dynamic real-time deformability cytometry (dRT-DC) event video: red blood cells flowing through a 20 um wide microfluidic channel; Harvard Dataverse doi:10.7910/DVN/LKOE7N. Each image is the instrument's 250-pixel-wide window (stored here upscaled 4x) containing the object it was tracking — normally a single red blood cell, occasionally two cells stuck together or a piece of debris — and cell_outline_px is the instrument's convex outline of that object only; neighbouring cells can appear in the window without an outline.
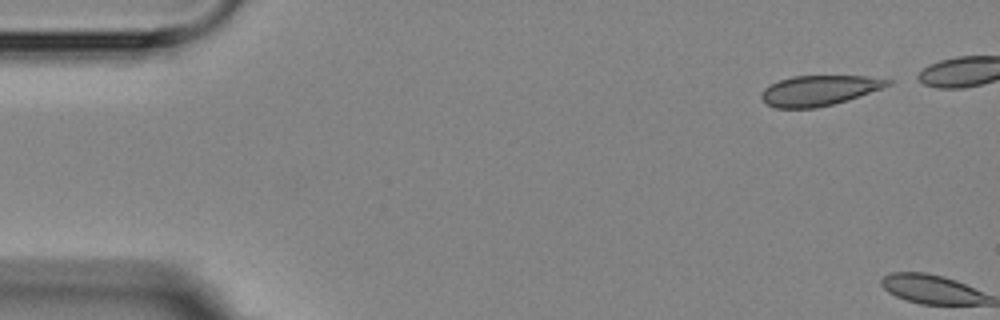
{"species": "Egyptian fruit bat (a non-hibernating species)", "species_latin": "Rousettus aegyptiacus", "temperature_condition": "room temperature", "stored_images_in_passage": 2, "camera_frame_rate_fps": 3000, "um_per_image_px": 0.085, "animal": {"sex": "female"}, "frame": {"image": 1, "passage_image": 1, "time_ms": 0.0, "image_size_px": [1000, 320], "cell_outline_px": [[892, 84], [848, 100], [816, 108], [776, 108], [768, 104], [760, 96], [764, 88], [768, 84], [792, 76], [868, 76], [892, 80]], "centroid_in_image_um": [69.61, 7.68], "position_along_channel_um": 15.4, "area_um2": 22.14}}